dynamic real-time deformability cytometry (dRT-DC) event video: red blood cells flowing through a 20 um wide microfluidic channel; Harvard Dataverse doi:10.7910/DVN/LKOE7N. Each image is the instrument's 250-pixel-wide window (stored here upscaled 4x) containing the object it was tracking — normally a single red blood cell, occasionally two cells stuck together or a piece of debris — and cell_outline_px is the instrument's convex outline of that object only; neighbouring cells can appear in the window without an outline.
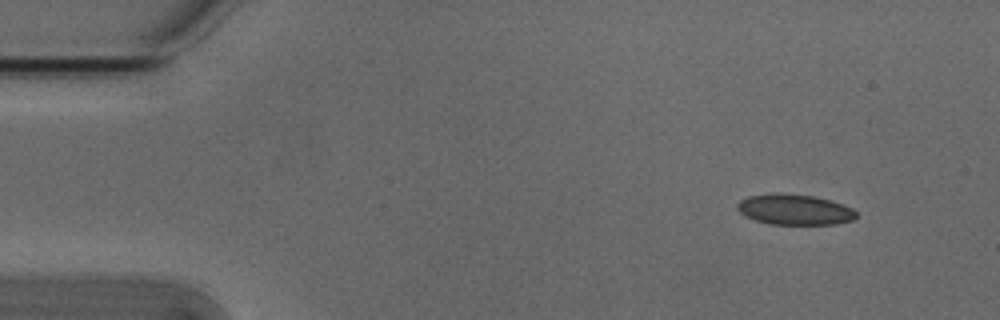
{"species": "Egyptian fruit bat (a non-hibernating species)", "species_latin": "Rousettus aegyptiacus", "temperature_condition": "cold", "stored_images_in_passage": 3, "camera_frame_rate_fps": 3000, "um_per_image_px": 0.085, "animal": {"sex": "male"}, "frame": {"image": 1, "passage_image": 1, "time_ms": 0.0, "image_size_px": [1000, 320], "cell_outline_px": [[856, 220], [836, 224], [772, 224], [756, 220], [740, 212], [736, 208], [736, 204], [740, 200], [748, 196], [772, 192], [784, 192], [812, 196], [828, 200], [852, 208], [856, 212]], "centroid_in_image_um": [67.52, 17.8], "position_along_channel_um": 17.5, "area_um2": 21.21}}
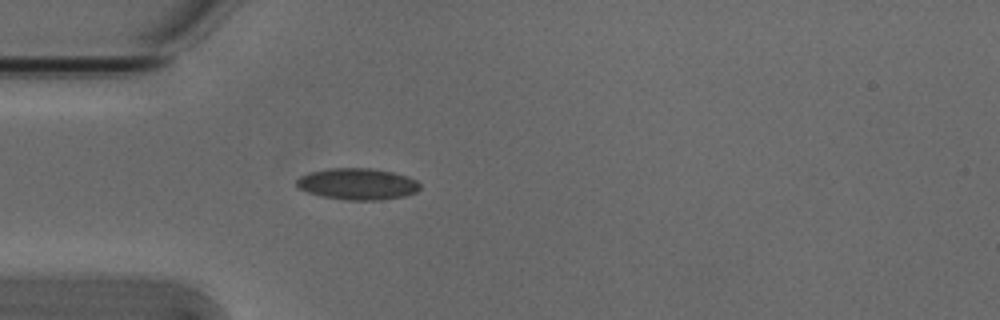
{"frame": {"image": 2, "passage_image": 3, "time_ms": 0.667, "image_size_px": [1000, 320], "cell_outline_px": [[420, 188], [416, 192], [404, 196], [380, 200], [348, 200], [320, 196], [308, 192], [300, 188], [296, 184], [296, 180], [300, 176], [308, 172], [328, 168], [372, 168], [392, 172], [408, 176], [416, 180], [420, 184]], "centroid_in_image_um": [30.39, 15.63], "position_along_channel_um": 54.6, "area_um2": 22.72}}